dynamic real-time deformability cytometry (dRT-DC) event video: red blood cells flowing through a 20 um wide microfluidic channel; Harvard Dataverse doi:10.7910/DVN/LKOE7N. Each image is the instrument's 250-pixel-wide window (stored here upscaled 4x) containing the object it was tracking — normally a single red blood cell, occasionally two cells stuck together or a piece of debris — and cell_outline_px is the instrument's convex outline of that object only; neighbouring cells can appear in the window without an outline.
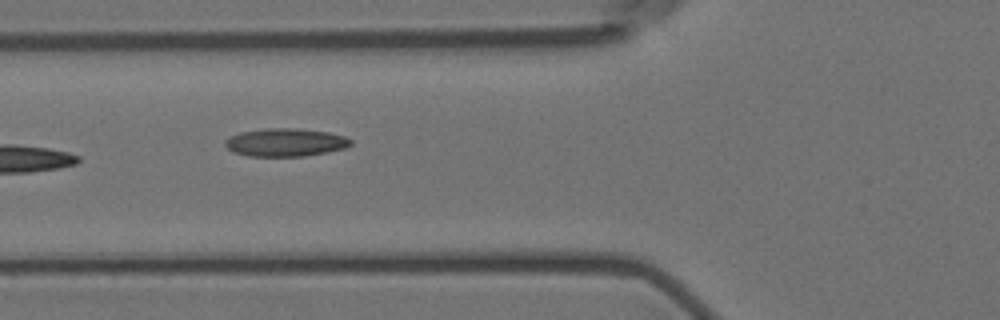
{"species": "Egyptian fruit bat (a non-hibernating species)", "species_latin": "Rousettus aegyptiacus", "temperature_condition": "room temperature", "stored_images_in_passage": 9, "camera_frame_rate_fps": 3000, "um_per_image_px": 0.085, "animal": {"sex": "female"}, "frame": {"image": 1, "passage_image": 7, "time_ms": 7.0, "image_size_px": [1000, 320], "cell_outline_px": [[352, 144], [344, 148], [304, 156], [248, 156], [232, 152], [224, 144], [224, 140], [228, 136], [240, 132], [264, 128], [296, 128], [328, 132], [344, 136], [352, 140]], "centroid_in_image_um": [24.21, 12.09], "position_along_channel_um": 101.6, "area_um2": 20.58}}
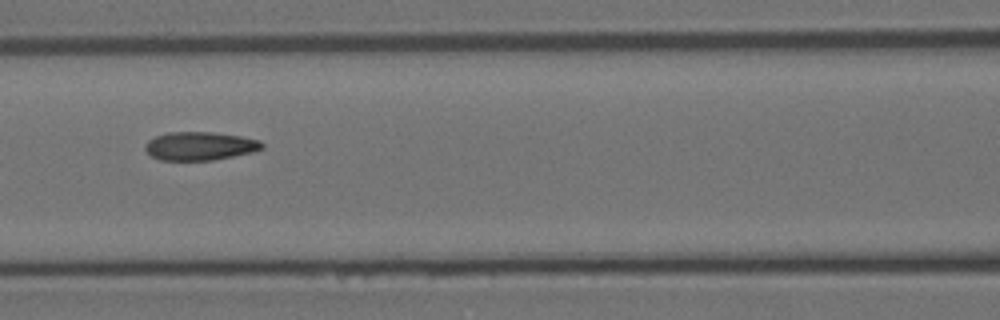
{"frame": {"image": 2, "passage_image": 8, "time_ms": 8.333, "image_size_px": [1000, 320], "cell_outline_px": [[264, 148], [252, 152], [212, 160], [160, 160], [152, 156], [144, 148], [144, 144], [148, 140], [156, 136], [168, 132], [212, 132], [240, 136], [260, 140], [264, 144]], "centroid_in_image_um": [16.98, 12.41], "position_along_channel_um": 149.6, "area_um2": 19.31}}
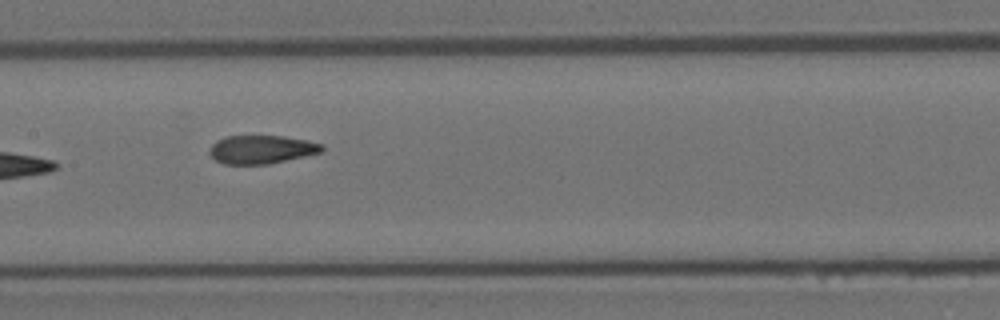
{"frame": {"image": 3, "passage_image": 9, "time_ms": 9.333, "image_size_px": [1000, 320], "cell_outline_px": [[324, 152], [268, 164], [224, 164], [216, 160], [208, 152], [208, 148], [216, 140], [224, 136], [284, 136], [324, 144]], "centroid_in_image_um": [22.22, 12.7], "position_along_channel_um": 185.2, "area_um2": 18.73}}